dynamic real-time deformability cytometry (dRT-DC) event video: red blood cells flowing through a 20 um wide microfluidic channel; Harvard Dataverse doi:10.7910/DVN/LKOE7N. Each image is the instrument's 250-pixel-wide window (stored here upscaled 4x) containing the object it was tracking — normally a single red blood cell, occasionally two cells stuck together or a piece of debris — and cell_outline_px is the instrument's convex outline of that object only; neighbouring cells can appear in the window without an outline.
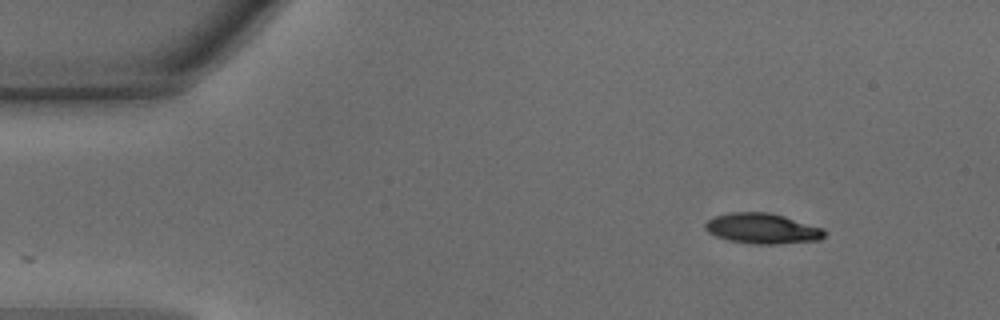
{"species": "common noctule bat (a hibernating species)", "species_latin": "Nyctalus noctula", "temperature_condition": "warm", "stored_images_in_passage": 42, "camera_frame_rate_fps": 3000, "um_per_image_px": 0.085, "animal": {"sex": "male", "body_mass_g": 15.6}, "frame": {"image": 1, "passage_image": 1, "time_ms": 0.0, "image_size_px": [1000, 320], "cell_outline_px": [[824, 236], [820, 240], [776, 244], [756, 244], [728, 240], [716, 236], [708, 232], [704, 228], [704, 224], [708, 220], [716, 216], [728, 212], [768, 212], [784, 216], [824, 228]], "centroid_in_image_um": [64.79, 19.42], "position_along_channel_um": 20.2, "area_um2": 21.1}}
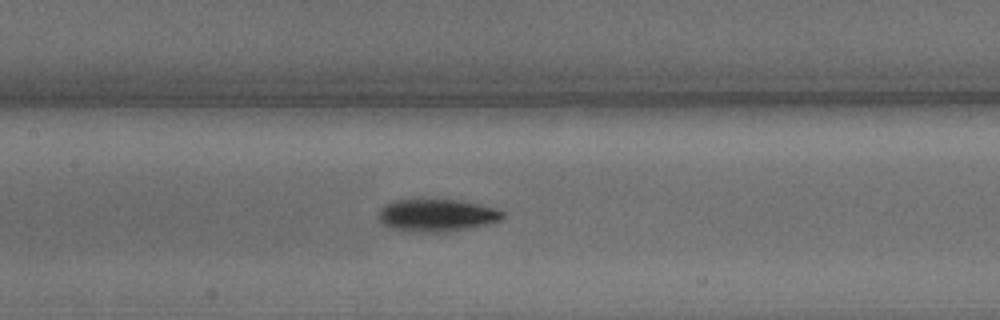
{"frame": {"image": 2, "passage_image": 17, "time_ms": 5.333, "image_size_px": [1000, 320], "cell_outline_px": [[504, 216], [500, 220], [476, 228], [448, 232], [432, 232], [388, 228], [380, 220], [380, 208], [384, 204], [396, 200], [416, 196], [436, 196], [460, 200], [500, 208], [504, 212]], "centroid_in_image_um": [37.17, 18.23], "position_along_channel_um": 170.2, "area_um2": 24.8}}
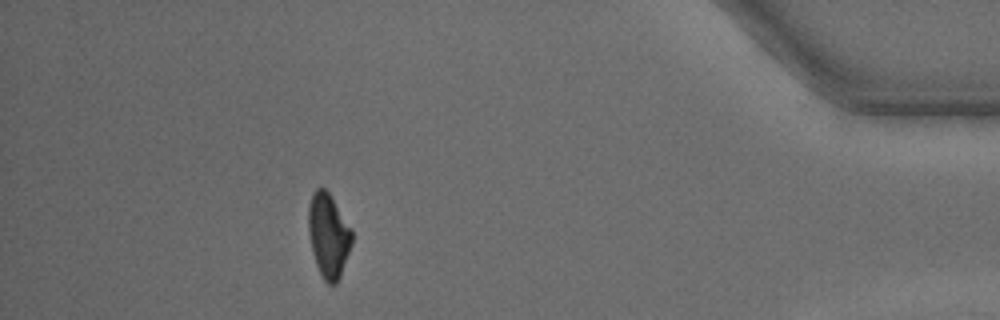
{"frame": {"image": 3, "passage_image": 37, "time_ms": 12.0, "image_size_px": [1000, 320], "cell_outline_px": [[352, 244], [340, 276], [336, 284], [328, 284], [324, 280], [316, 264], [312, 252], [308, 232], [308, 208], [312, 192], [316, 188], [324, 188], [328, 192], [352, 228]], "centroid_in_image_um": [27.91, 20.0], "position_along_channel_um": 407.3, "area_um2": 21.33}, "authors_computed_cell_mechanics": {"area_um2": 22.3108, "velocity_mm_per_s": 4.342, "shape_relaxation_time_tau1_ms": 2.3252, "shape_relaxation_time_tau2_ms": 4.9066, "deformation_change_tau1": 0.1316, "deformation_change_tau2": 0.1186}}